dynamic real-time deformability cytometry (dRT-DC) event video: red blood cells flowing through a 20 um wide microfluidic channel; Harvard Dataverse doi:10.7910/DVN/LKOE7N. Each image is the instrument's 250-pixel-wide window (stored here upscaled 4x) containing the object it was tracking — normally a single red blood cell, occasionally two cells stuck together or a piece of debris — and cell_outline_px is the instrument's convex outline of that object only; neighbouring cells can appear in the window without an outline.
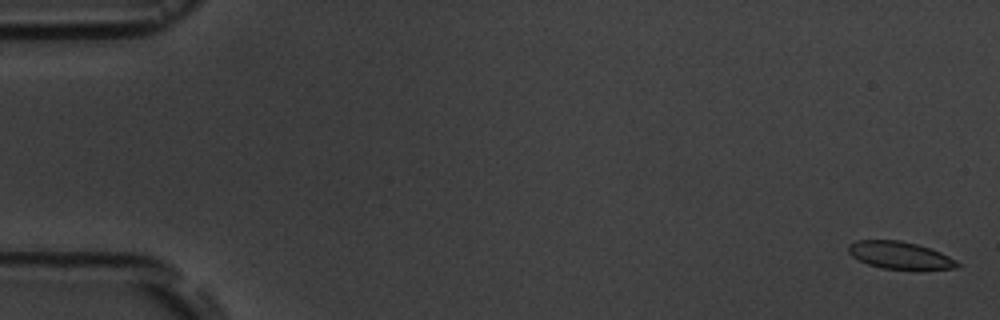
{"species": "common noctule bat (a hibernating species)", "species_latin": "Nyctalus noctula", "temperature_condition": "room temperature", "stored_images_in_passage": 7, "camera_frame_rate_fps": 3000, "um_per_image_px": 0.085, "animal": {"sex": "male", "body_mass_g": 19.5, "forearm_length_mm": 54.6}, "frame": {"image": 1, "passage_image": 1, "time_ms": 0.0, "image_size_px": [1000, 320], "cell_outline_px": [[960, 264], [956, 268], [880, 268], [868, 264], [852, 256], [848, 252], [848, 244], [856, 240], [900, 240], [916, 244], [940, 252], [956, 260]], "centroid_in_image_um": [76.43, 21.67], "position_along_channel_um": 8.6, "area_um2": 16.88}}
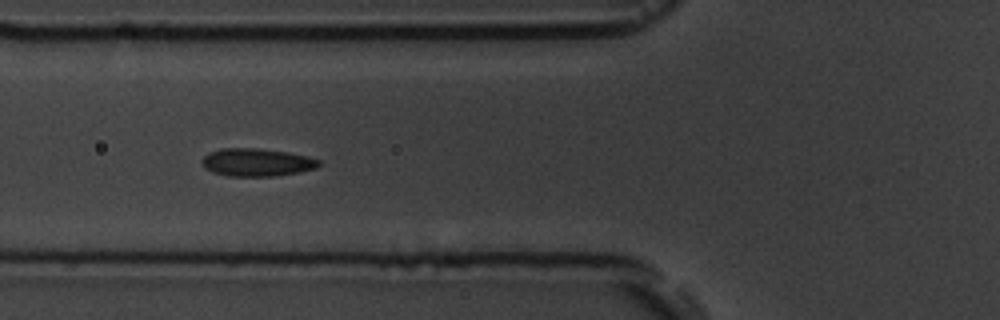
{"frame": {"image": 2, "passage_image": 6, "time_ms": 6.667, "image_size_px": [1000, 320], "cell_outline_px": [[320, 164], [316, 168], [300, 172], [276, 176], [228, 176], [212, 172], [204, 168], [200, 160], [208, 152], [220, 148], [256, 148], [288, 152], [308, 156], [320, 160]], "centroid_in_image_um": [21.8, 13.8], "position_along_channel_um": 104.0, "area_um2": 19.19}}
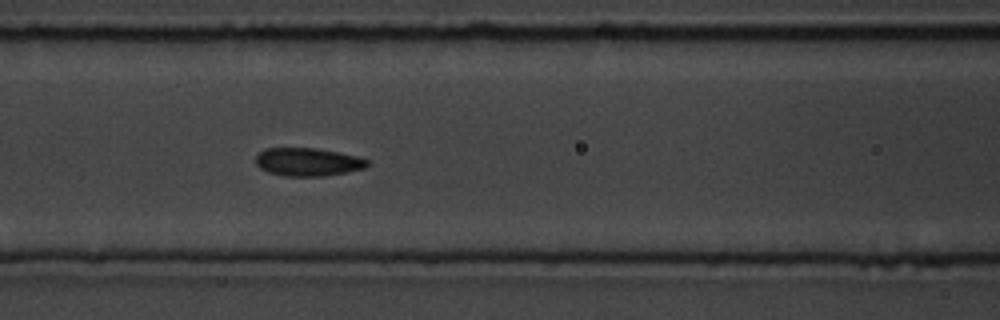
{"frame": {"image": 3, "passage_image": 7, "time_ms": 7.667, "image_size_px": [1000, 320], "cell_outline_px": [[368, 164], [364, 168], [348, 172], [324, 176], [284, 176], [268, 172], [260, 168], [256, 164], [256, 156], [264, 148], [316, 148], [356, 156], [368, 160]], "centroid_in_image_um": [26.14, 13.77], "position_along_channel_um": 140.5, "area_um2": 18.21}}